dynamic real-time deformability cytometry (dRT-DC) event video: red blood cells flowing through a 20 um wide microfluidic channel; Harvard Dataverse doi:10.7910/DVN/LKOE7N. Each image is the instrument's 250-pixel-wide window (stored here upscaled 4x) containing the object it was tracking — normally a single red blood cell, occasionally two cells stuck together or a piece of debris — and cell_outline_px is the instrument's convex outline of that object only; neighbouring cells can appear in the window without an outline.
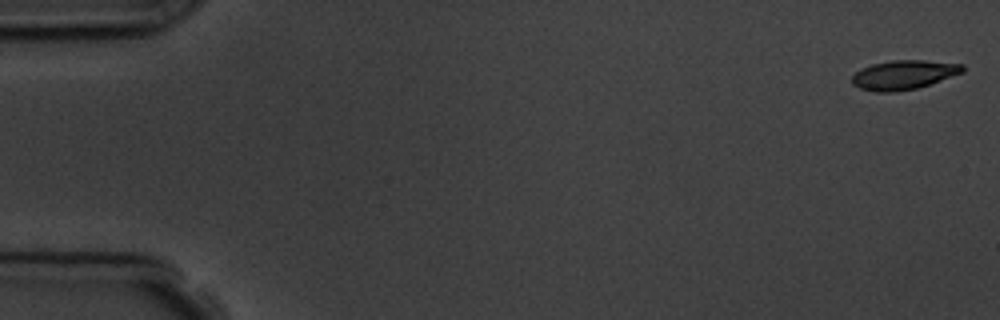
{"species": "common noctule bat (a hibernating species)", "species_latin": "Nyctalus noctula", "temperature_condition": "room temperature", "stored_images_in_passage": 8, "camera_frame_rate_fps": 3000, "um_per_image_px": 0.085, "animal": {"sex": "male", "body_mass_g": 19.5, "forearm_length_mm": 54.6}, "frame": {"image": 1, "passage_image": 1, "time_ms": 0.0, "image_size_px": [1000, 320], "cell_outline_px": [[964, 72], [916, 88], [892, 92], [876, 92], [860, 88], [852, 84], [852, 76], [856, 72], [872, 64], [892, 60], [924, 60], [964, 64]], "centroid_in_image_um": [76.82, 6.35], "position_along_channel_um": 8.2, "area_um2": 18.61}}
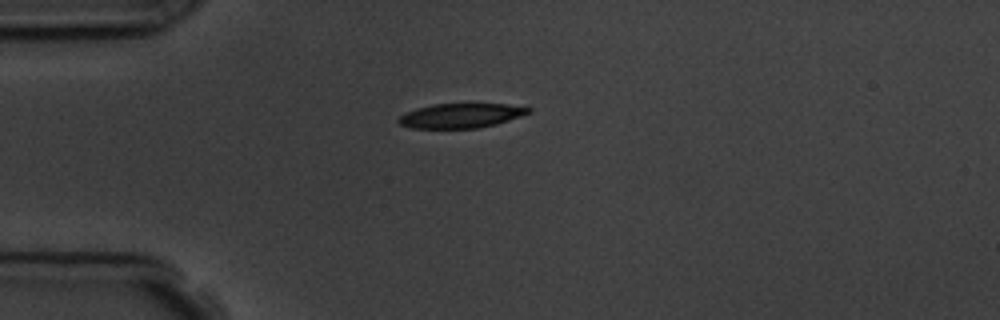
{"frame": {"image": 2, "passage_image": 5, "time_ms": 4.333, "image_size_px": [1000, 320], "cell_outline_px": [[532, 112], [496, 124], [476, 128], [412, 128], [400, 124], [396, 120], [404, 112], [432, 104], [508, 104], [532, 108]], "centroid_in_image_um": [39.16, 9.82], "position_along_channel_um": 45.8, "area_um2": 18.5}}
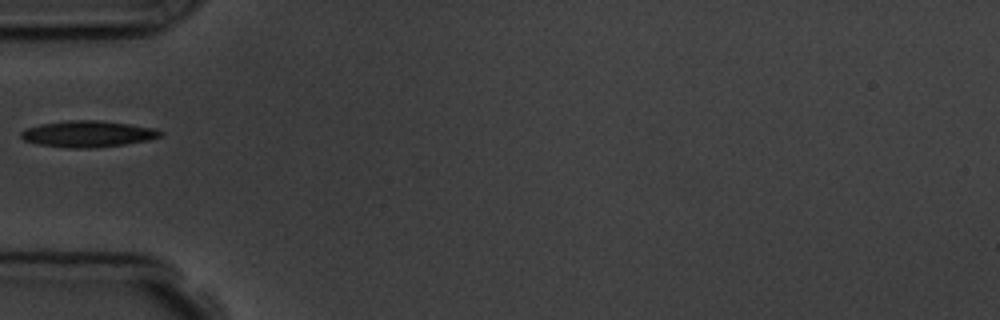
{"frame": {"image": 3, "passage_image": 6, "time_ms": 5.667, "image_size_px": [1000, 320], "cell_outline_px": [[164, 132], [160, 136], [148, 140], [124, 144], [96, 148], [68, 148], [36, 144], [24, 140], [20, 136], [20, 132], [24, 128], [40, 124], [68, 120], [100, 120], [156, 128]], "centroid_in_image_um": [7.43, 11.38], "position_along_channel_um": 77.6, "area_um2": 21.56}}